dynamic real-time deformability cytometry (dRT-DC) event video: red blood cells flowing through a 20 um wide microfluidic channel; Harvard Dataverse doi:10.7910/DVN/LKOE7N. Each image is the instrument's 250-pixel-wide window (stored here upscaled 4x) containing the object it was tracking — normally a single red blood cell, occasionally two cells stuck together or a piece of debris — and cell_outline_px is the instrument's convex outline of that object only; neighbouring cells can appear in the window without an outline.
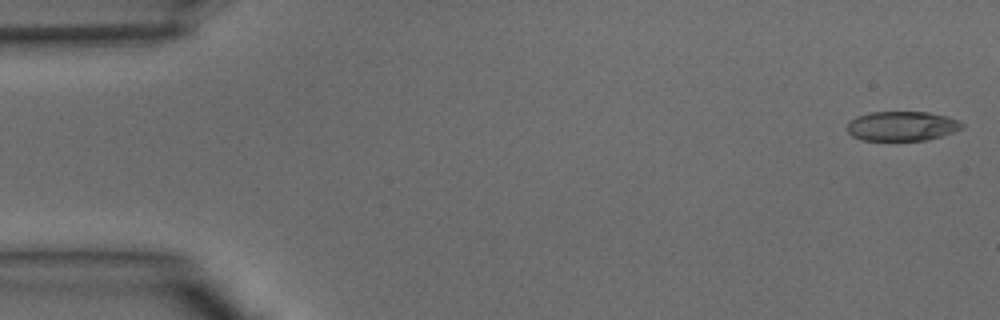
{"species": "common noctule bat (a hibernating species)", "species_latin": "Nyctalus noctula", "temperature_condition": "warm", "stored_images_in_passage": 7, "camera_frame_rate_fps": 3000, "um_per_image_px": 0.085, "animal": {"sex": "male", "body_mass_g": 15.6}, "frame": {"image": 1, "passage_image": 1, "time_ms": 0.0, "image_size_px": [1000, 320], "cell_outline_px": [[964, 128], [928, 140], [864, 140], [852, 136], [848, 132], [848, 124], [856, 116], [872, 112], [928, 112], [948, 116], [960, 120], [964, 124]], "centroid_in_image_um": [76.71, 10.71], "position_along_channel_um": 8.3, "area_um2": 19.77}}